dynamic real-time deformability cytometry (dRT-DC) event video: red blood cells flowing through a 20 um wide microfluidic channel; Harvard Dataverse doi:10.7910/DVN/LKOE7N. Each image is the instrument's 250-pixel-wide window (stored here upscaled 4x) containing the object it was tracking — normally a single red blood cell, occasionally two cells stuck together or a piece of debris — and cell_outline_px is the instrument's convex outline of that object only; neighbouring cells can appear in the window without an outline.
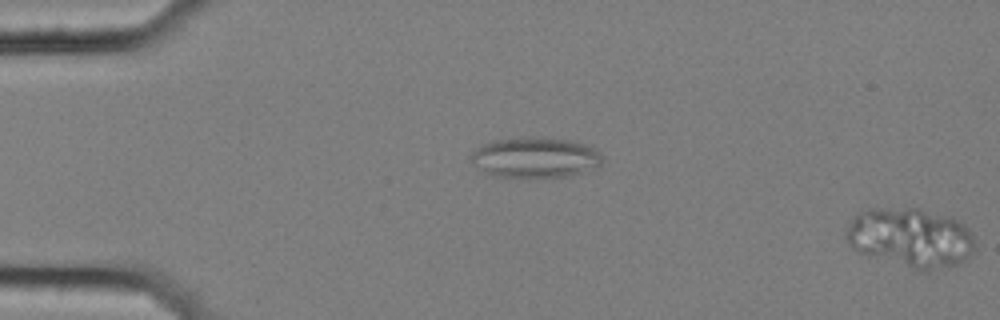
{"species": "common noctule bat (a hibernating species)", "species_latin": "Nyctalus noctula", "temperature_condition": "cold", "stored_images_in_passage": 14, "segment_of_instrument_passage": [2, 2], "camera_frame_rate_fps": 3000, "um_per_image_px": 0.085, "animal": {"sex": "female", "body_mass_g": 25.1}, "frame": {"image": 1, "passage_image": 14, "time_ms": 4.333, "image_size_px": [1000, 320], "cell_outline_px": [[976, 248], [964, 260], [948, 268], [928, 272], [920, 272], [860, 252], [852, 248], [848, 244], [844, 232], [852, 220], [860, 212], [868, 208], [920, 208], [952, 216], [968, 228], [976, 244]], "centroid_in_image_um": [77.43, 20.21], "position_along_channel_um": 7.6, "area_um2": 45.14}}